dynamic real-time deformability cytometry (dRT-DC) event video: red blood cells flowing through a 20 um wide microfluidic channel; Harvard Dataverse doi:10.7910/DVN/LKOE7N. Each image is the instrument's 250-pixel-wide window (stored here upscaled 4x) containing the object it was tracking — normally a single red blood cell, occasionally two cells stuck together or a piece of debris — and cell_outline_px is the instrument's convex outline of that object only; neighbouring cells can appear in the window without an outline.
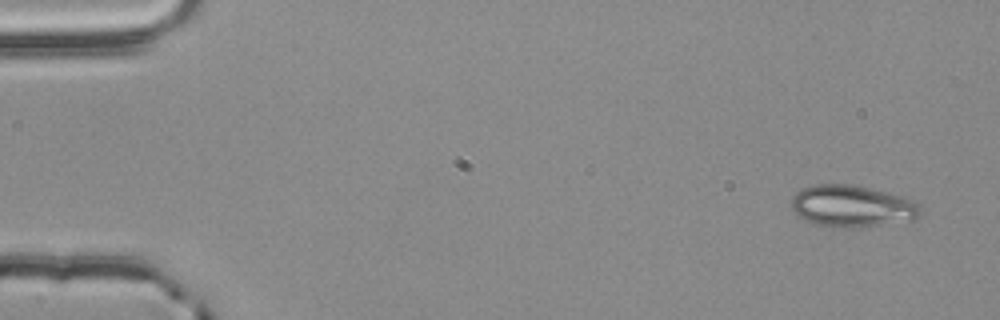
{"species": "common noctule bat (a hibernating species)", "species_latin": "Nyctalus noctula", "temperature_condition": "room temperature", "stored_images_in_passage": 4, "camera_frame_rate_fps": 3000, "um_per_image_px": 0.085, "animal": {"sex": "male", "body_mass_g": 20.4}, "frame": {"image": 1, "passage_image": 1, "time_ms": 0.0, "image_size_px": [1000, 320], "cell_outline_px": [[920, 216], [912, 220], [852, 228], [832, 228], [816, 224], [804, 220], [792, 208], [792, 196], [796, 192], [812, 184], [852, 184], [908, 196], [920, 208]], "centroid_in_image_um": [72.43, 17.51], "position_along_channel_um": 12.6, "area_um2": 31.67}}